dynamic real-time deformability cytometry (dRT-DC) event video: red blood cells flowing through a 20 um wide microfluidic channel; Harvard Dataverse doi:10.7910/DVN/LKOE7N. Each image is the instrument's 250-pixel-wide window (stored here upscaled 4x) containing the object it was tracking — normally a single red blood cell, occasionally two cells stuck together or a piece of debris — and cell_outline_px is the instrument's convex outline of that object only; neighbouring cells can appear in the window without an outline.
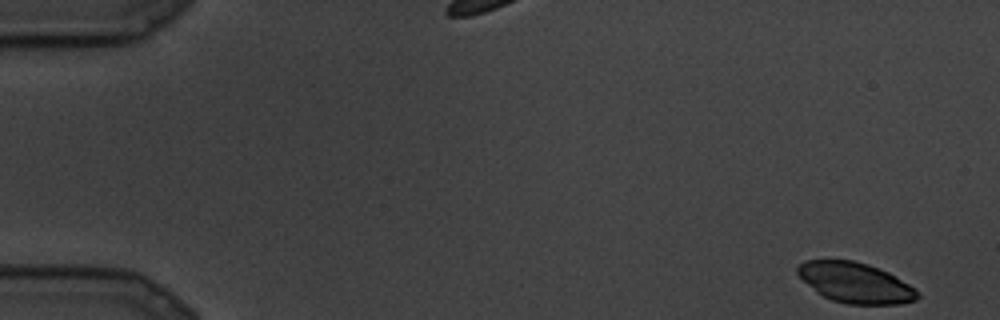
{"species": "common noctule bat (a hibernating species)", "species_latin": "Nyctalus noctula", "temperature_condition": "cold", "stored_images_in_passage": 8, "camera_frame_rate_fps": 3000, "um_per_image_px": 0.085, "animal": {"sex": "male", "body_mass_g": 19.5, "forearm_length_mm": 54.6}, "frame": {"image": 1, "passage_image": 1, "time_ms": 0.0, "image_size_px": [1000, 320], "cell_outline_px": [[920, 296], [916, 300], [900, 304], [848, 304], [832, 300], [816, 292], [796, 272], [796, 268], [804, 260], [852, 260], [868, 264], [888, 272], [916, 288], [920, 292]], "centroid_in_image_um": [72.73, 24.03], "position_along_channel_um": 12.3, "area_um2": 28.15}}
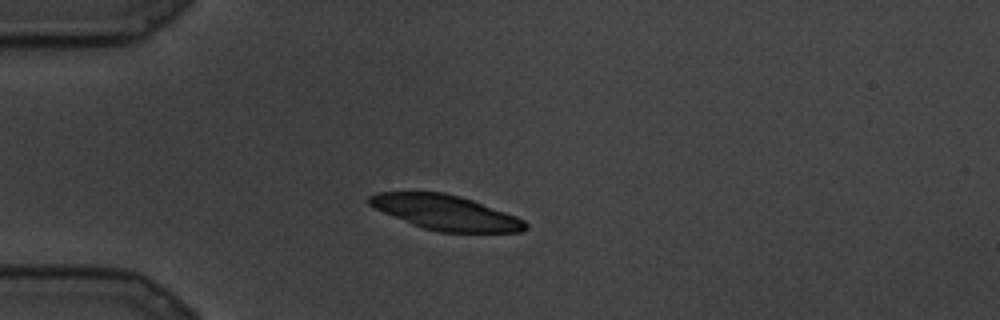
{"frame": {"image": 2, "passage_image": 7, "time_ms": 2.0, "image_size_px": [1000, 320], "cell_outline_px": [[528, 228], [520, 232], [436, 232], [412, 224], [384, 212], [368, 204], [368, 196], [376, 192], [444, 192], [460, 196], [472, 200], [516, 216], [524, 220], [528, 224]], "centroid_in_image_um": [37.89, 18.06], "position_along_channel_um": 47.1, "area_um2": 31.5}}